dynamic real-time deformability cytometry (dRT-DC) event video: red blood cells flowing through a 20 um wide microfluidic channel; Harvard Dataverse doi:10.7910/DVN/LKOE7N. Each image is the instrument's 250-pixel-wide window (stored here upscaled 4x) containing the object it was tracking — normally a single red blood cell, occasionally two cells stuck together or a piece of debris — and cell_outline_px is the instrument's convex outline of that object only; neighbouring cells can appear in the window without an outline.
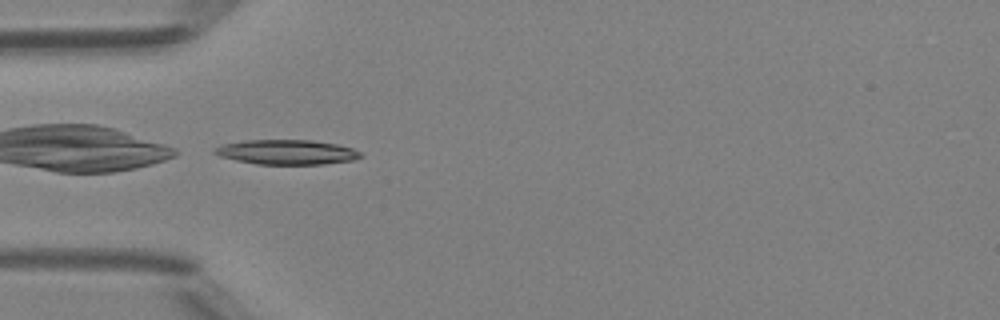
{"species": "Egyptian fruit bat (a non-hibernating species)", "species_latin": "Rousettus aegyptiacus", "temperature_condition": "room temperature", "stored_images_in_passage": 34, "camera_frame_rate_fps": 3000, "um_per_image_px": 0.085, "animal": {"sex": "female"}, "frame": {"image": 1, "passage_image": 1, "time_ms": 0.0, "image_size_px": [1000, 320], "cell_outline_px": [[364, 156], [356, 160], [324, 164], [256, 164], [236, 160], [220, 156], [212, 152], [212, 148], [224, 144], [244, 140], [312, 140], [336, 144], [352, 148], [360, 152]], "centroid_in_image_um": [24.38, 12.93], "position_along_channel_um": 60.6, "area_um2": 21.15}}
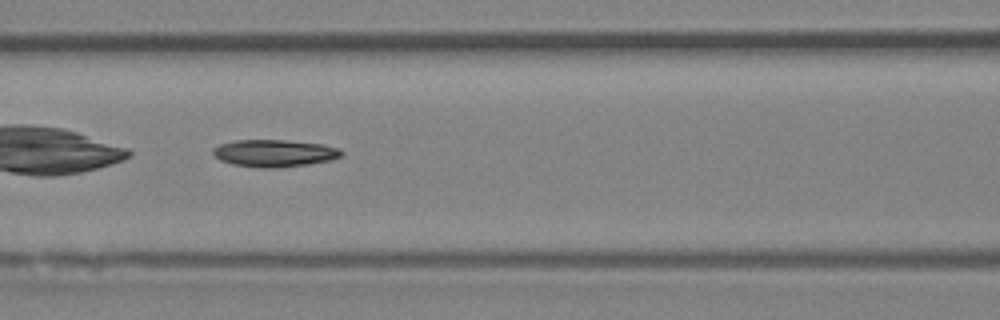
{"frame": {"image": 2, "passage_image": 7, "time_ms": 2.0, "image_size_px": [1000, 320], "cell_outline_px": [[344, 156], [332, 160], [308, 164], [276, 168], [260, 168], [232, 164], [220, 160], [212, 152], [212, 148], [220, 144], [236, 140], [284, 140], [324, 144], [340, 148], [344, 152]], "centroid_in_image_um": [23.37, 13.02], "position_along_channel_um": 143.2, "area_um2": 20.58}}
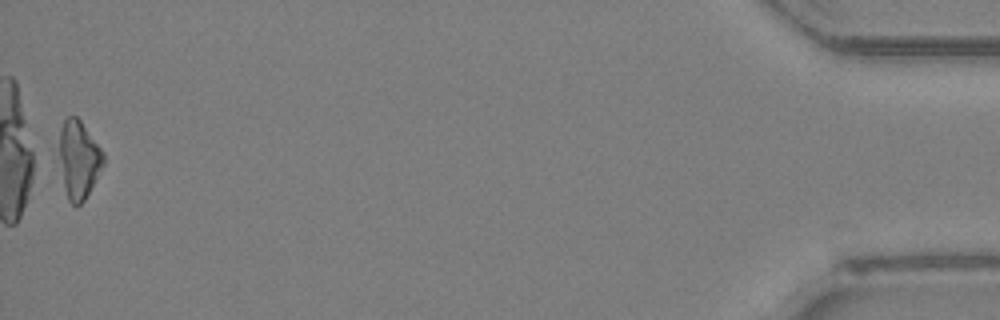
{"frame": {"image": 3, "passage_image": 34, "time_ms": 11.0, "image_size_px": [1000, 320], "cell_outline_px": [[104, 164], [84, 200], [76, 208], [68, 200], [64, 184], [60, 156], [60, 128], [64, 120], [68, 116], [76, 116], [80, 120], [104, 152]], "centroid_in_image_um": [6.71, 13.55], "position_along_channel_um": 428.5, "area_um2": 19.65}, "authors_computed_cell_mechanics": {"area_um2": 19.6231, "velocity_mm_per_s": 4.2389, "shape_relaxation_time_tau1_ms": 6.3956, "shape_relaxation_time_tau2_ms": 5.7101, "deformation_change_tau1": 0.201, "deformation_change_tau2": 0.1429}}